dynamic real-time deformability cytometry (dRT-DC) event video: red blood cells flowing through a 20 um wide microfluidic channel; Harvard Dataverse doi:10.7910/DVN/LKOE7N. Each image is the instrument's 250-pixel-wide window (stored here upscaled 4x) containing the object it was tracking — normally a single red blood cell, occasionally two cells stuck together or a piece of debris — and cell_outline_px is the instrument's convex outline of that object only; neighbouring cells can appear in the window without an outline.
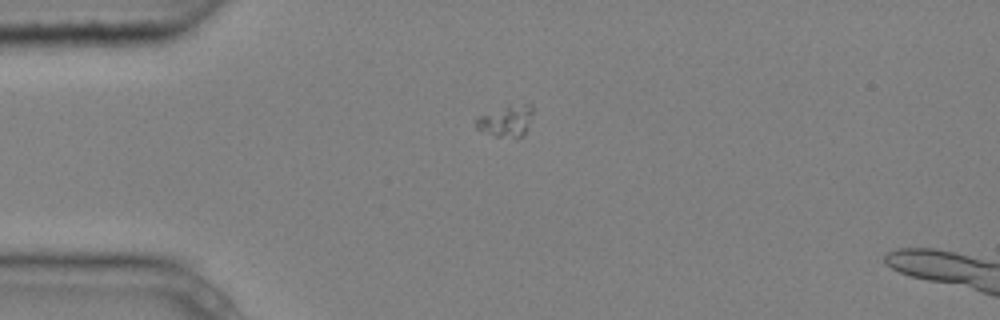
{"species": "common noctule bat (a hibernating species)", "species_latin": "Nyctalus noctula", "temperature_condition": "cold", "stored_images_in_passage": 5, "camera_frame_rate_fps": 3000, "um_per_image_px": 0.085, "animal": {"sex": "male", "body_mass_g": 20.4}, "frame": {"image": 1, "passage_image": 1, "time_ms": 0.0, "image_size_px": [1000, 320], "cell_outline_px": [[532, 112], [524, 136], [496, 136], [476, 128], [476, 120], [480, 116], [508, 104], [532, 104]], "centroid_in_image_um": [43.04, 10.24], "position_along_channel_um": 42.0, "area_um2": 10.06}}